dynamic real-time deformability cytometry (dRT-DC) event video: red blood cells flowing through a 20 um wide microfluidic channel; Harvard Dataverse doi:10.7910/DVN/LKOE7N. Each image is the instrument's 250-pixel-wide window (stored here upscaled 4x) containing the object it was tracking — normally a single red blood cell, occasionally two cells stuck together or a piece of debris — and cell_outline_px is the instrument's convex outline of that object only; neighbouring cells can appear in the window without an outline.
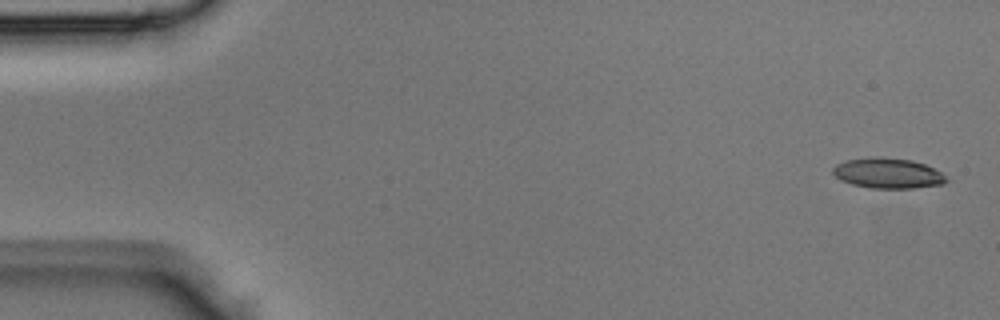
{"species": "Egyptian fruit bat (a non-hibernating species)", "species_latin": "Rousettus aegyptiacus", "temperature_condition": "room temperature", "stored_images_in_passage": 5, "segment_of_instrument_passage": [1, 2], "camera_frame_rate_fps": 3000, "um_per_image_px": 0.085, "animal": {"sex": "male"}, "frame": {"image": 1, "passage_image": 1, "time_ms": 0.0, "image_size_px": [1000, 320], "cell_outline_px": [[948, 180], [944, 184], [912, 188], [868, 188], [852, 184], [840, 180], [832, 172], [832, 168], [836, 164], [848, 160], [912, 160], [924, 164], [940, 172]], "centroid_in_image_um": [75.48, 14.79], "position_along_channel_um": 9.5, "area_um2": 19.02}}
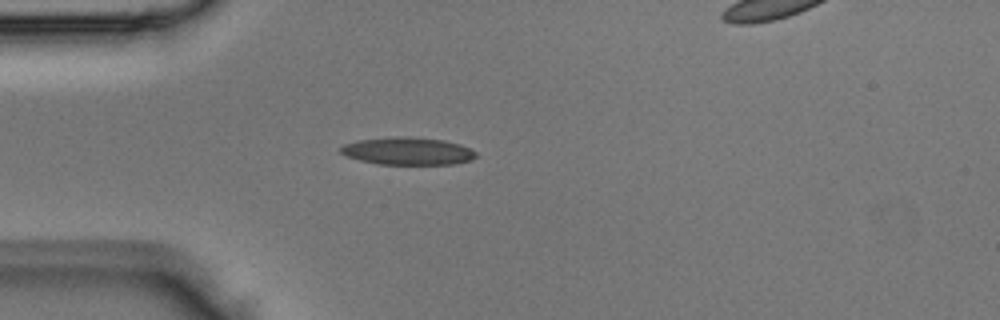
{"frame": {"image": 2, "passage_image": 4, "time_ms": 1.0, "image_size_px": [1000, 320], "cell_outline_px": [[476, 156], [472, 160], [452, 164], [376, 164], [360, 160], [348, 156], [340, 152], [340, 148], [344, 144], [360, 140], [396, 136], [404, 136], [444, 140], [460, 144], [476, 152]], "centroid_in_image_um": [34.66, 12.84], "position_along_channel_um": 50.3, "area_um2": 21.56}}